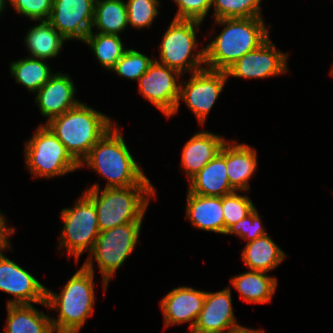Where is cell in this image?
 Returning a JSON list of instances; mask_svg holds the SVG:
<instances>
[{
    "mask_svg": "<svg viewBox=\"0 0 333 333\" xmlns=\"http://www.w3.org/2000/svg\"><path fill=\"white\" fill-rule=\"evenodd\" d=\"M79 166L80 169L88 166L102 176L106 180L104 188L152 185L129 151L117 122L92 147Z\"/></svg>",
    "mask_w": 333,
    "mask_h": 333,
    "instance_id": "1",
    "label": "cell"
},
{
    "mask_svg": "<svg viewBox=\"0 0 333 333\" xmlns=\"http://www.w3.org/2000/svg\"><path fill=\"white\" fill-rule=\"evenodd\" d=\"M224 26L216 37L205 45V68L226 71L243 55L258 48L269 38L271 24L265 26L262 17L214 20Z\"/></svg>",
    "mask_w": 333,
    "mask_h": 333,
    "instance_id": "2",
    "label": "cell"
},
{
    "mask_svg": "<svg viewBox=\"0 0 333 333\" xmlns=\"http://www.w3.org/2000/svg\"><path fill=\"white\" fill-rule=\"evenodd\" d=\"M95 274L83 265L66 282L60 293L46 288V308L57 311L51 317L55 333H79L86 320L94 313Z\"/></svg>",
    "mask_w": 333,
    "mask_h": 333,
    "instance_id": "3",
    "label": "cell"
},
{
    "mask_svg": "<svg viewBox=\"0 0 333 333\" xmlns=\"http://www.w3.org/2000/svg\"><path fill=\"white\" fill-rule=\"evenodd\" d=\"M93 202L100 231L127 223H143L152 199L157 198L154 185L104 188L94 183L83 191Z\"/></svg>",
    "mask_w": 333,
    "mask_h": 333,
    "instance_id": "4",
    "label": "cell"
},
{
    "mask_svg": "<svg viewBox=\"0 0 333 333\" xmlns=\"http://www.w3.org/2000/svg\"><path fill=\"white\" fill-rule=\"evenodd\" d=\"M115 122L108 115L80 102L46 125L80 164Z\"/></svg>",
    "mask_w": 333,
    "mask_h": 333,
    "instance_id": "5",
    "label": "cell"
},
{
    "mask_svg": "<svg viewBox=\"0 0 333 333\" xmlns=\"http://www.w3.org/2000/svg\"><path fill=\"white\" fill-rule=\"evenodd\" d=\"M203 22L196 20H171L161 38L159 49L160 64L172 68L183 76L205 68V47L198 50L197 33Z\"/></svg>",
    "mask_w": 333,
    "mask_h": 333,
    "instance_id": "6",
    "label": "cell"
},
{
    "mask_svg": "<svg viewBox=\"0 0 333 333\" xmlns=\"http://www.w3.org/2000/svg\"><path fill=\"white\" fill-rule=\"evenodd\" d=\"M141 228L142 223H127L100 231L88 258L82 265L95 273L93 263L97 262L104 293L111 278L115 277L117 270L134 252L139 243Z\"/></svg>",
    "mask_w": 333,
    "mask_h": 333,
    "instance_id": "7",
    "label": "cell"
},
{
    "mask_svg": "<svg viewBox=\"0 0 333 333\" xmlns=\"http://www.w3.org/2000/svg\"><path fill=\"white\" fill-rule=\"evenodd\" d=\"M24 159L32 178L52 179L80 170L79 163L46 124L37 126L24 146Z\"/></svg>",
    "mask_w": 333,
    "mask_h": 333,
    "instance_id": "8",
    "label": "cell"
},
{
    "mask_svg": "<svg viewBox=\"0 0 333 333\" xmlns=\"http://www.w3.org/2000/svg\"><path fill=\"white\" fill-rule=\"evenodd\" d=\"M60 215L64 224L56 250H65L69 259L73 256L77 265L82 253L91 252L100 233L95 206L82 192L72 207L61 209Z\"/></svg>",
    "mask_w": 333,
    "mask_h": 333,
    "instance_id": "9",
    "label": "cell"
},
{
    "mask_svg": "<svg viewBox=\"0 0 333 333\" xmlns=\"http://www.w3.org/2000/svg\"><path fill=\"white\" fill-rule=\"evenodd\" d=\"M190 76L189 81H181L179 99L169 118L179 112L182 101L193 112L199 125L203 126L229 78L226 71L208 68L191 73Z\"/></svg>",
    "mask_w": 333,
    "mask_h": 333,
    "instance_id": "10",
    "label": "cell"
},
{
    "mask_svg": "<svg viewBox=\"0 0 333 333\" xmlns=\"http://www.w3.org/2000/svg\"><path fill=\"white\" fill-rule=\"evenodd\" d=\"M12 245L0 246V291L13 295L8 305L41 304L46 307V287L30 272L4 255Z\"/></svg>",
    "mask_w": 333,
    "mask_h": 333,
    "instance_id": "11",
    "label": "cell"
},
{
    "mask_svg": "<svg viewBox=\"0 0 333 333\" xmlns=\"http://www.w3.org/2000/svg\"><path fill=\"white\" fill-rule=\"evenodd\" d=\"M183 75L155 59L138 80V90L162 115L169 118L177 105Z\"/></svg>",
    "mask_w": 333,
    "mask_h": 333,
    "instance_id": "12",
    "label": "cell"
},
{
    "mask_svg": "<svg viewBox=\"0 0 333 333\" xmlns=\"http://www.w3.org/2000/svg\"><path fill=\"white\" fill-rule=\"evenodd\" d=\"M288 52L278 51L268 38L255 50L243 55L227 70V77L264 79L288 73Z\"/></svg>",
    "mask_w": 333,
    "mask_h": 333,
    "instance_id": "13",
    "label": "cell"
},
{
    "mask_svg": "<svg viewBox=\"0 0 333 333\" xmlns=\"http://www.w3.org/2000/svg\"><path fill=\"white\" fill-rule=\"evenodd\" d=\"M95 0H53L48 22L68 41H84L91 32Z\"/></svg>",
    "mask_w": 333,
    "mask_h": 333,
    "instance_id": "14",
    "label": "cell"
},
{
    "mask_svg": "<svg viewBox=\"0 0 333 333\" xmlns=\"http://www.w3.org/2000/svg\"><path fill=\"white\" fill-rule=\"evenodd\" d=\"M231 286L218 292L206 291L203 308L194 329L205 333H238L248 327L237 323L233 311Z\"/></svg>",
    "mask_w": 333,
    "mask_h": 333,
    "instance_id": "15",
    "label": "cell"
},
{
    "mask_svg": "<svg viewBox=\"0 0 333 333\" xmlns=\"http://www.w3.org/2000/svg\"><path fill=\"white\" fill-rule=\"evenodd\" d=\"M206 291L190 286H178L160 300V309L164 318V328L190 323L194 328L203 308Z\"/></svg>",
    "mask_w": 333,
    "mask_h": 333,
    "instance_id": "16",
    "label": "cell"
},
{
    "mask_svg": "<svg viewBox=\"0 0 333 333\" xmlns=\"http://www.w3.org/2000/svg\"><path fill=\"white\" fill-rule=\"evenodd\" d=\"M77 88L69 74L55 72L48 82L35 94V103L43 117L44 124L76 107L81 101L75 97Z\"/></svg>",
    "mask_w": 333,
    "mask_h": 333,
    "instance_id": "17",
    "label": "cell"
},
{
    "mask_svg": "<svg viewBox=\"0 0 333 333\" xmlns=\"http://www.w3.org/2000/svg\"><path fill=\"white\" fill-rule=\"evenodd\" d=\"M227 139L217 133L208 131L196 132L183 146L181 170L189 181L222 149Z\"/></svg>",
    "mask_w": 333,
    "mask_h": 333,
    "instance_id": "18",
    "label": "cell"
},
{
    "mask_svg": "<svg viewBox=\"0 0 333 333\" xmlns=\"http://www.w3.org/2000/svg\"><path fill=\"white\" fill-rule=\"evenodd\" d=\"M258 168L257 150L246 143L226 141V170L235 191L250 192V181Z\"/></svg>",
    "mask_w": 333,
    "mask_h": 333,
    "instance_id": "19",
    "label": "cell"
},
{
    "mask_svg": "<svg viewBox=\"0 0 333 333\" xmlns=\"http://www.w3.org/2000/svg\"><path fill=\"white\" fill-rule=\"evenodd\" d=\"M190 193L222 197L235 190L231 187L226 170V143L221 151L188 181Z\"/></svg>",
    "mask_w": 333,
    "mask_h": 333,
    "instance_id": "20",
    "label": "cell"
},
{
    "mask_svg": "<svg viewBox=\"0 0 333 333\" xmlns=\"http://www.w3.org/2000/svg\"><path fill=\"white\" fill-rule=\"evenodd\" d=\"M185 218L192 227L225 235L222 197L203 196L187 190Z\"/></svg>",
    "mask_w": 333,
    "mask_h": 333,
    "instance_id": "21",
    "label": "cell"
},
{
    "mask_svg": "<svg viewBox=\"0 0 333 333\" xmlns=\"http://www.w3.org/2000/svg\"><path fill=\"white\" fill-rule=\"evenodd\" d=\"M230 282L238 291L241 300L253 304H269L278 284L276 277L253 270L232 276Z\"/></svg>",
    "mask_w": 333,
    "mask_h": 333,
    "instance_id": "22",
    "label": "cell"
},
{
    "mask_svg": "<svg viewBox=\"0 0 333 333\" xmlns=\"http://www.w3.org/2000/svg\"><path fill=\"white\" fill-rule=\"evenodd\" d=\"M286 253L266 234L245 243L241 260L248 270L270 272L284 262Z\"/></svg>",
    "mask_w": 333,
    "mask_h": 333,
    "instance_id": "23",
    "label": "cell"
},
{
    "mask_svg": "<svg viewBox=\"0 0 333 333\" xmlns=\"http://www.w3.org/2000/svg\"><path fill=\"white\" fill-rule=\"evenodd\" d=\"M3 333H55L51 316L36 309L33 304L8 305Z\"/></svg>",
    "mask_w": 333,
    "mask_h": 333,
    "instance_id": "24",
    "label": "cell"
},
{
    "mask_svg": "<svg viewBox=\"0 0 333 333\" xmlns=\"http://www.w3.org/2000/svg\"><path fill=\"white\" fill-rule=\"evenodd\" d=\"M38 22L29 28L24 37L29 57L45 60L57 58L67 40L47 20Z\"/></svg>",
    "mask_w": 333,
    "mask_h": 333,
    "instance_id": "25",
    "label": "cell"
},
{
    "mask_svg": "<svg viewBox=\"0 0 333 333\" xmlns=\"http://www.w3.org/2000/svg\"><path fill=\"white\" fill-rule=\"evenodd\" d=\"M127 27V7L124 0H95L91 32L120 36Z\"/></svg>",
    "mask_w": 333,
    "mask_h": 333,
    "instance_id": "26",
    "label": "cell"
},
{
    "mask_svg": "<svg viewBox=\"0 0 333 333\" xmlns=\"http://www.w3.org/2000/svg\"><path fill=\"white\" fill-rule=\"evenodd\" d=\"M9 73L15 79L17 84L27 88L29 92L36 93L43 87L54 74L47 60L24 57L11 62Z\"/></svg>",
    "mask_w": 333,
    "mask_h": 333,
    "instance_id": "27",
    "label": "cell"
},
{
    "mask_svg": "<svg viewBox=\"0 0 333 333\" xmlns=\"http://www.w3.org/2000/svg\"><path fill=\"white\" fill-rule=\"evenodd\" d=\"M119 35L90 32L85 43L94 54V58L104 69L110 71L127 50Z\"/></svg>",
    "mask_w": 333,
    "mask_h": 333,
    "instance_id": "28",
    "label": "cell"
},
{
    "mask_svg": "<svg viewBox=\"0 0 333 333\" xmlns=\"http://www.w3.org/2000/svg\"><path fill=\"white\" fill-rule=\"evenodd\" d=\"M262 0H211L212 17L217 19L262 17Z\"/></svg>",
    "mask_w": 333,
    "mask_h": 333,
    "instance_id": "29",
    "label": "cell"
},
{
    "mask_svg": "<svg viewBox=\"0 0 333 333\" xmlns=\"http://www.w3.org/2000/svg\"><path fill=\"white\" fill-rule=\"evenodd\" d=\"M161 0H125L128 25L138 30L152 27L159 16Z\"/></svg>",
    "mask_w": 333,
    "mask_h": 333,
    "instance_id": "30",
    "label": "cell"
},
{
    "mask_svg": "<svg viewBox=\"0 0 333 333\" xmlns=\"http://www.w3.org/2000/svg\"><path fill=\"white\" fill-rule=\"evenodd\" d=\"M153 58L130 48L125 51L123 56L117 61L110 72H115L118 76L126 79L136 80L147 72L149 65L153 62Z\"/></svg>",
    "mask_w": 333,
    "mask_h": 333,
    "instance_id": "31",
    "label": "cell"
},
{
    "mask_svg": "<svg viewBox=\"0 0 333 333\" xmlns=\"http://www.w3.org/2000/svg\"><path fill=\"white\" fill-rule=\"evenodd\" d=\"M222 208L224 214L225 234L226 231L238 221L249 215L256 207L247 192L245 195L235 191L222 196Z\"/></svg>",
    "mask_w": 333,
    "mask_h": 333,
    "instance_id": "32",
    "label": "cell"
},
{
    "mask_svg": "<svg viewBox=\"0 0 333 333\" xmlns=\"http://www.w3.org/2000/svg\"><path fill=\"white\" fill-rule=\"evenodd\" d=\"M229 234L249 242L266 235L267 232L263 227L259 212L255 208L249 215L231 226L225 236Z\"/></svg>",
    "mask_w": 333,
    "mask_h": 333,
    "instance_id": "33",
    "label": "cell"
},
{
    "mask_svg": "<svg viewBox=\"0 0 333 333\" xmlns=\"http://www.w3.org/2000/svg\"><path fill=\"white\" fill-rule=\"evenodd\" d=\"M10 6L18 15L37 23L38 21L48 20L53 0H14Z\"/></svg>",
    "mask_w": 333,
    "mask_h": 333,
    "instance_id": "34",
    "label": "cell"
},
{
    "mask_svg": "<svg viewBox=\"0 0 333 333\" xmlns=\"http://www.w3.org/2000/svg\"><path fill=\"white\" fill-rule=\"evenodd\" d=\"M177 5L174 19L196 20L203 22L211 10V0H172Z\"/></svg>",
    "mask_w": 333,
    "mask_h": 333,
    "instance_id": "35",
    "label": "cell"
},
{
    "mask_svg": "<svg viewBox=\"0 0 333 333\" xmlns=\"http://www.w3.org/2000/svg\"><path fill=\"white\" fill-rule=\"evenodd\" d=\"M16 229L12 226H8V220L4 214L0 211V246H10L9 237L15 234ZM11 235V236H10Z\"/></svg>",
    "mask_w": 333,
    "mask_h": 333,
    "instance_id": "36",
    "label": "cell"
},
{
    "mask_svg": "<svg viewBox=\"0 0 333 333\" xmlns=\"http://www.w3.org/2000/svg\"><path fill=\"white\" fill-rule=\"evenodd\" d=\"M238 333H265L263 329H253V328H247L241 332Z\"/></svg>",
    "mask_w": 333,
    "mask_h": 333,
    "instance_id": "37",
    "label": "cell"
},
{
    "mask_svg": "<svg viewBox=\"0 0 333 333\" xmlns=\"http://www.w3.org/2000/svg\"><path fill=\"white\" fill-rule=\"evenodd\" d=\"M6 6L8 7V5L5 3V1L0 0V17H1L3 12L5 13L4 10H6Z\"/></svg>",
    "mask_w": 333,
    "mask_h": 333,
    "instance_id": "38",
    "label": "cell"
},
{
    "mask_svg": "<svg viewBox=\"0 0 333 333\" xmlns=\"http://www.w3.org/2000/svg\"><path fill=\"white\" fill-rule=\"evenodd\" d=\"M189 331H190L189 333H205V332H199V331L195 330L194 328H190Z\"/></svg>",
    "mask_w": 333,
    "mask_h": 333,
    "instance_id": "39",
    "label": "cell"
},
{
    "mask_svg": "<svg viewBox=\"0 0 333 333\" xmlns=\"http://www.w3.org/2000/svg\"><path fill=\"white\" fill-rule=\"evenodd\" d=\"M329 75H331L333 77V63H332L331 69L329 71Z\"/></svg>",
    "mask_w": 333,
    "mask_h": 333,
    "instance_id": "40",
    "label": "cell"
},
{
    "mask_svg": "<svg viewBox=\"0 0 333 333\" xmlns=\"http://www.w3.org/2000/svg\"><path fill=\"white\" fill-rule=\"evenodd\" d=\"M4 1H5L6 4L8 3L10 5L14 2V0H4Z\"/></svg>",
    "mask_w": 333,
    "mask_h": 333,
    "instance_id": "41",
    "label": "cell"
}]
</instances>
